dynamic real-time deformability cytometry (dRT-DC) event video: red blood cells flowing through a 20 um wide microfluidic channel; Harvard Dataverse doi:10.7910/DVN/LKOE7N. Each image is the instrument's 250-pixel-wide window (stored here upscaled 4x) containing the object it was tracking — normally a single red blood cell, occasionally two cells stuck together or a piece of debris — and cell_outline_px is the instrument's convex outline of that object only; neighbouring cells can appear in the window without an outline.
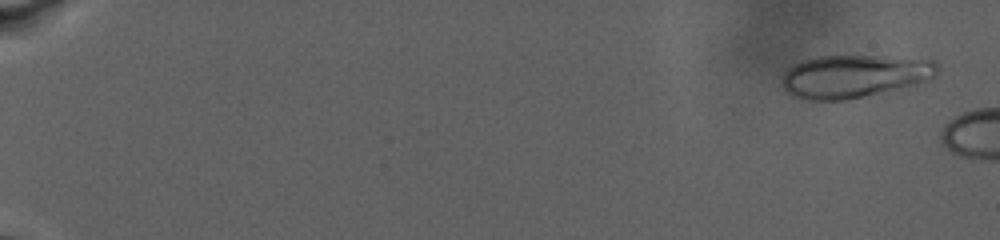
{"species": "human", "species_latin": "Homo sapiens", "temperature_condition": "warm", "stored_images_in_passage": 22, "camera_frame_rate_fps": 3000, "um_per_image_px": 0.085, "donor": {"sex": "male"}, "frame": {"image": 1, "passage_image": 7, "time_ms": 1.333, "image_size_px": [1000, 240], "cell_outline_px": [[940, 72], [916, 84], [900, 88], [844, 100], [808, 100], [792, 96], [780, 84], [784, 72], [792, 64], [804, 60], [820, 56], [880, 56], [932, 60], [940, 64]], "centroid_in_image_um": [72.58, 6.47], "position_along_channel_um": 12.4, "area_um2": 38.73}}